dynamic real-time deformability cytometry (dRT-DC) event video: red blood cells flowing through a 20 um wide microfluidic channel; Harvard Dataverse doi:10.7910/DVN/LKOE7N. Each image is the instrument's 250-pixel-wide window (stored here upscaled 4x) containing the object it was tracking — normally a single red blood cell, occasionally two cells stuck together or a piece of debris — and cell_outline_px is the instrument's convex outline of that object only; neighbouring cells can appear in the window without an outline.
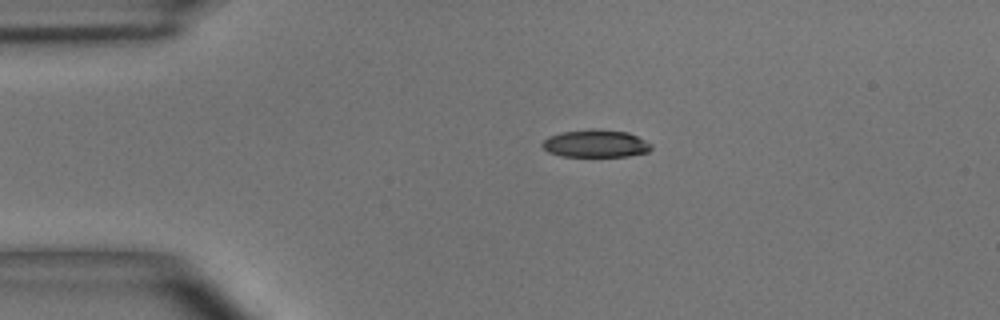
{"species": "common noctule bat (a hibernating species)", "species_latin": "Nyctalus noctula", "temperature_condition": "room temperature", "stored_images_in_passage": 5, "camera_frame_rate_fps": 3000, "um_per_image_px": 0.085, "animal": {"sex": "male", "body_mass_g": 15.6}, "frame": {"image": 1, "passage_image": 3, "time_ms": 2.333, "image_size_px": [1000, 320], "cell_outline_px": [[652, 148], [648, 152], [628, 156], [560, 156], [548, 152], [540, 144], [548, 136], [564, 132], [592, 128], [600, 128], [628, 132], [652, 144]], "centroid_in_image_um": [50.63, 12.19], "position_along_channel_um": 34.4, "area_um2": 17.63}}